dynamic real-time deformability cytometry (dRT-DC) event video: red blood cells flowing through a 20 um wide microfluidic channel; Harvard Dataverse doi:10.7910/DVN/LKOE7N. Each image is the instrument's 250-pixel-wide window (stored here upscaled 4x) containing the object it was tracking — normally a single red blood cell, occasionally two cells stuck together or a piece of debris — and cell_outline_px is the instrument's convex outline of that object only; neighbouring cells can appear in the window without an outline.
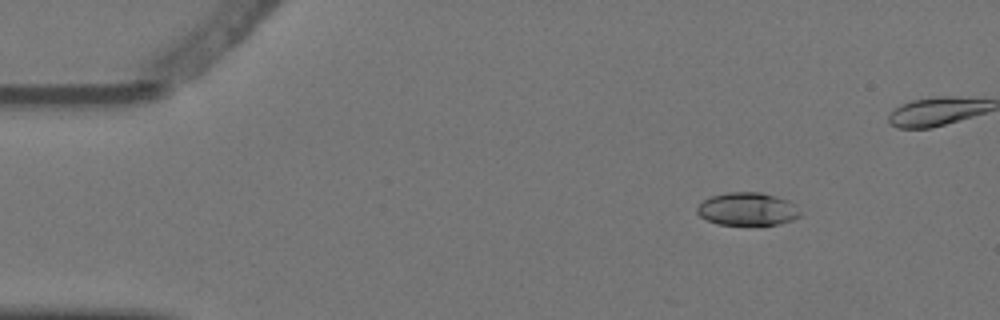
{"species": "Egyptian fruit bat (a non-hibernating species)", "species_latin": "Rousettus aegyptiacus", "temperature_condition": "warm", "stored_images_in_passage": 4, "camera_frame_rate_fps": 3000, "um_per_image_px": 0.085, "animal": {"sex": "female"}, "frame": {"image": 1, "passage_image": 3, "time_ms": 0.667, "image_size_px": [1000, 320], "cell_outline_px": [[800, 216], [792, 220], [776, 224], [716, 224], [700, 216], [696, 212], [696, 208], [704, 200], [712, 196], [728, 192], [760, 192], [776, 196], [788, 200], [800, 212]], "centroid_in_image_um": [63.51, 17.76], "position_along_channel_um": 21.5, "area_um2": 19.48}}